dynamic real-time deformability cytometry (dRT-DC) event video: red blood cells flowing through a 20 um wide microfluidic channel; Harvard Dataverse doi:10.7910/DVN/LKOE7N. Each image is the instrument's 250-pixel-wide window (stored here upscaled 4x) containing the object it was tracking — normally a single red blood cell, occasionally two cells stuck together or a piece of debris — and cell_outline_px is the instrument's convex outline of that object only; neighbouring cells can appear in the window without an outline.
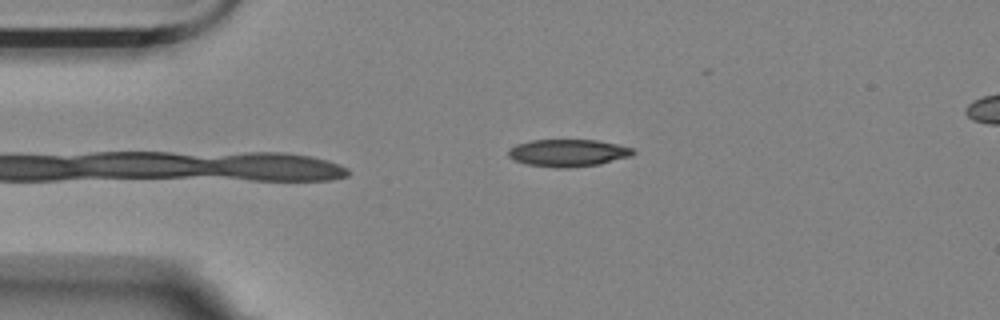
{"species": "Egyptian fruit bat (a non-hibernating species)", "species_latin": "Rousettus aegyptiacus", "temperature_condition": "room temperature", "stored_images_in_passage": 3, "camera_frame_rate_fps": 3000, "um_per_image_px": 0.085, "animal": {"sex": "female"}, "frame": {"image": 1, "passage_image": 3, "time_ms": 0.667, "image_size_px": [1000, 320], "cell_outline_px": [[636, 152], [632, 156], [600, 164], [568, 168], [556, 168], [524, 164], [512, 160], [508, 156], [508, 148], [516, 144], [532, 140], [596, 140], [616, 144], [632, 148]], "centroid_in_image_um": [48.24, 13.0], "position_along_channel_um": 36.8, "area_um2": 20.06}}